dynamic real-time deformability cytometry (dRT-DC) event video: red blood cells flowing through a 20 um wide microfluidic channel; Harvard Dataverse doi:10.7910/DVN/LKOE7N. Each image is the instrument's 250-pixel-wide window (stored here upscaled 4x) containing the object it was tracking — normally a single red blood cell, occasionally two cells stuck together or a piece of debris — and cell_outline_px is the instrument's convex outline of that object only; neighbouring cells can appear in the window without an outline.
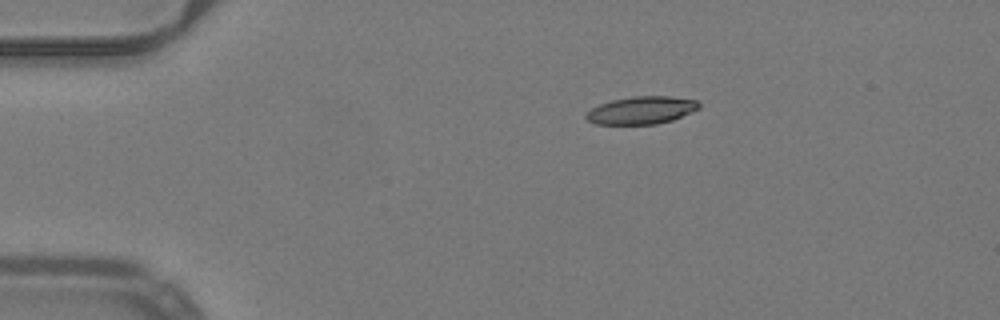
{"species": "common noctule bat (a hibernating species)", "species_latin": "Nyctalus noctula", "temperature_condition": "warm", "stored_images_in_passage": 43, "camera_frame_rate_fps": 3000, "um_per_image_px": 0.085, "animal": {"sex": "male", "body_mass_g": 19.2, "forearm_length_mm": 51.8}, "frame": {"image": 1, "passage_image": 1, "time_ms": 0.0, "image_size_px": [1000, 320], "cell_outline_px": [[700, 108], [692, 112], [672, 120], [656, 124], [596, 124], [588, 120], [584, 116], [592, 108], [600, 104], [612, 100], [632, 96], [668, 96], [696, 100], [700, 104]], "centroid_in_image_um": [54.54, 9.37], "position_along_channel_um": 30.5, "area_um2": 18.09}}
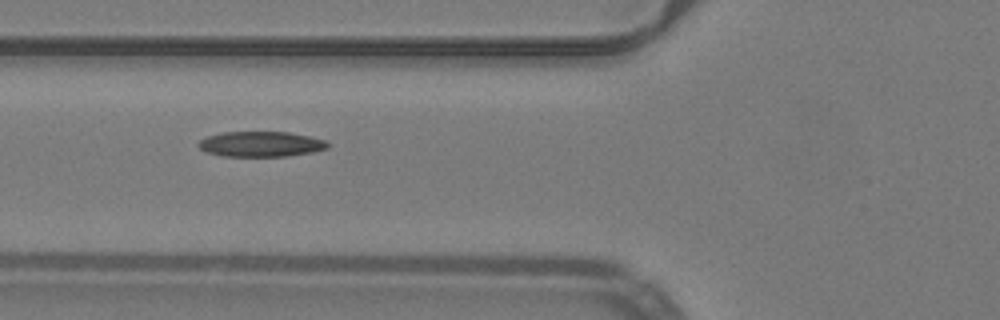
{"frame": {"image": 2, "passage_image": 11, "time_ms": 3.333, "image_size_px": [1000, 320], "cell_outline_px": [[328, 148], [312, 152], [288, 156], [224, 156], [204, 152], [196, 144], [200, 140], [208, 136], [224, 132], [288, 132], [328, 140]], "centroid_in_image_um": [22.17, 12.25], "position_along_channel_um": 103.6, "area_um2": 19.07}}
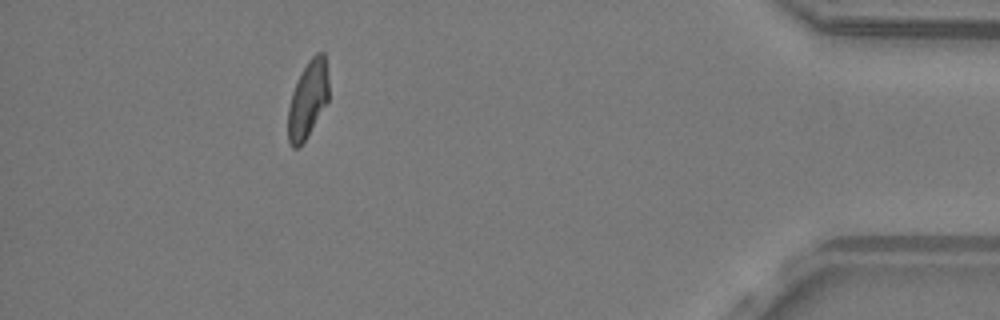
{"frame": {"image": 3, "passage_image": 38, "time_ms": 12.333, "image_size_px": [1000, 320], "cell_outline_px": [[328, 100], [304, 140], [296, 148], [292, 148], [288, 140], [288, 108], [292, 92], [308, 60], [316, 52], [324, 52], [328, 76]], "centroid_in_image_um": [26.16, 8.42], "position_along_channel_um": 409.0, "area_um2": 17.8}, "authors_computed_cell_mechanics": {"area_um2": 18.9006, "velocity_mm_per_s": 3.993, "shape_relaxation_time_tau1_ms": null, "shape_relaxation_time_tau2_ms": 4.2792, "deformation_change_tau1": null, "deformation_change_tau2": 0.1131}}